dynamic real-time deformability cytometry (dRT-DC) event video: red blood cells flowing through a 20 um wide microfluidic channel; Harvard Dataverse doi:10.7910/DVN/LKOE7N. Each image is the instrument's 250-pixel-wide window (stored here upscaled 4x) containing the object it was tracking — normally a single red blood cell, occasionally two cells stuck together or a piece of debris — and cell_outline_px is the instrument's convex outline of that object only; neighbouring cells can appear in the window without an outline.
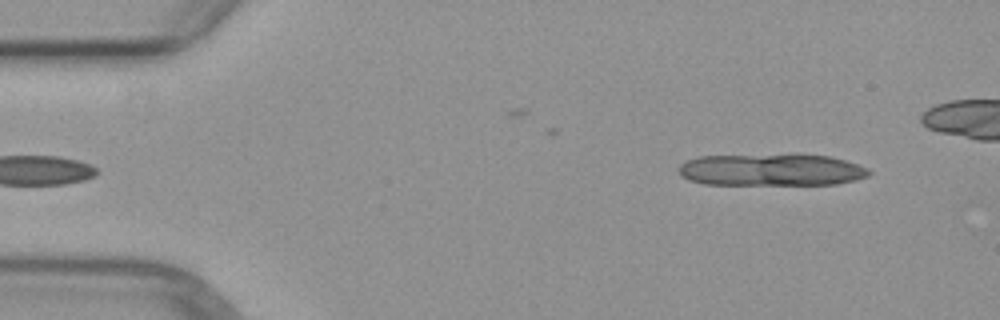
{"species": "common noctule bat (a hibernating species)", "species_latin": "Nyctalus noctula", "temperature_condition": "warm", "stored_images_in_passage": 5, "camera_frame_rate_fps": 3000, "um_per_image_px": 0.085, "animal": {"sex": "female", "body_mass_g": 29.2, "forearm_length_mm": 56.3}, "frame": {"image": 1, "passage_image": 5, "time_ms": 4.667, "image_size_px": [1000, 320], "cell_outline_px": [[872, 172], [868, 176], [856, 180], [836, 184], [704, 184], [688, 180], [680, 176], [676, 168], [684, 160], [700, 156], [828, 156], [844, 160], [868, 168]], "centroid_in_image_um": [65.5, 14.46], "position_along_channel_um": 19.5, "area_um2": 34.91}}